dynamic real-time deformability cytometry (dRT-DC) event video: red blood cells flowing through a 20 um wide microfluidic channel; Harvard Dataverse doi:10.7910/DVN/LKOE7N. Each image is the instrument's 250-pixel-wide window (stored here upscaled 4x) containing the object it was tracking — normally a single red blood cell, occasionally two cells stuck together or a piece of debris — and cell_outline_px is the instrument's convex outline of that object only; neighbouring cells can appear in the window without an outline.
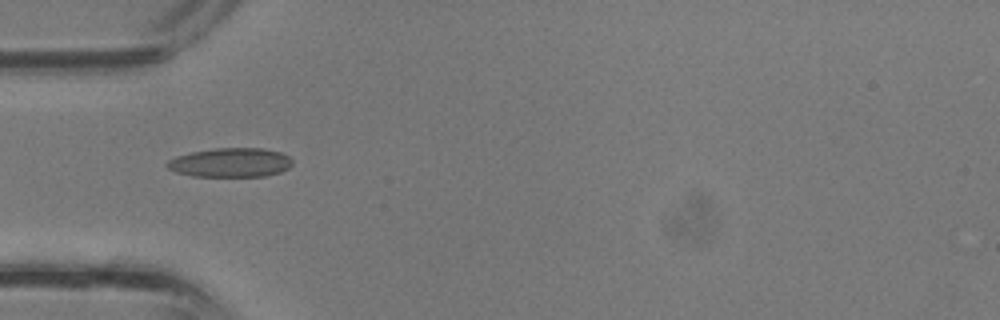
{"species": "common noctule bat (a hibernating species)", "species_latin": "Nyctalus noctula", "temperature_condition": "room temperature", "stored_images_in_passage": 26, "camera_frame_rate_fps": 3000, "um_per_image_px": 0.085, "animal": {"sex": "male", "body_mass_g": 13.3}, "frame": {"image": 1, "passage_image": 1, "time_ms": 0.0, "image_size_px": [1000, 320], "cell_outline_px": [[292, 164], [288, 168], [280, 172], [264, 176], [192, 176], [176, 172], [168, 168], [164, 164], [168, 160], [176, 156], [192, 152], [216, 148], [264, 148], [280, 152], [288, 156], [292, 160]], "centroid_in_image_um": [19.58, 13.81], "position_along_channel_um": 65.4, "area_um2": 21.27}}
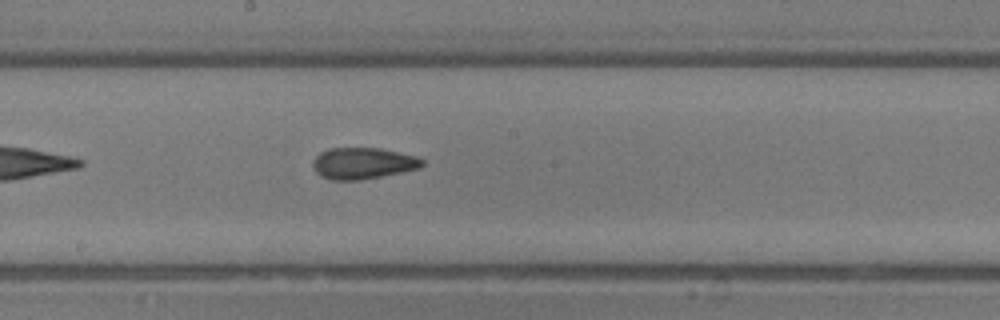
{"frame": {"image": 2, "passage_image": 9, "time_ms": 2.667, "image_size_px": [1000, 320], "cell_outline_px": [[424, 164], [420, 168], [360, 180], [332, 180], [316, 172], [312, 164], [312, 160], [320, 152], [328, 148], [380, 148], [416, 156], [424, 160]], "centroid_in_image_um": [30.84, 13.87], "position_along_channel_um": 217.4, "area_um2": 19.88}}
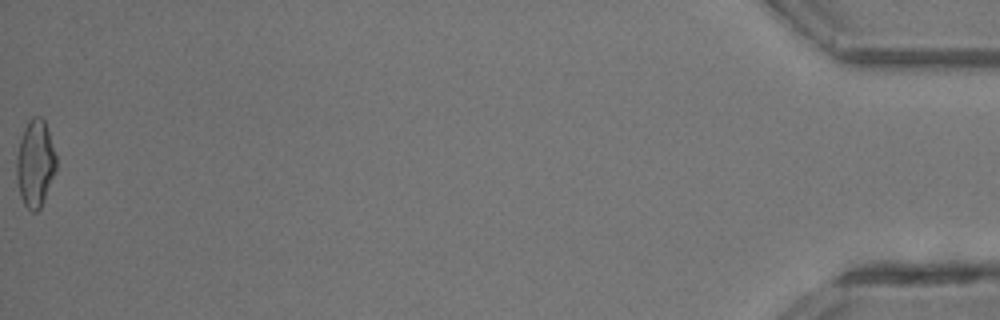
{"frame": {"image": 3, "passage_image": 26, "time_ms": 8.333, "image_size_px": [1000, 320], "cell_outline_px": [[56, 172], [40, 208], [36, 212], [32, 212], [24, 204], [20, 196], [16, 180], [16, 156], [20, 140], [24, 128], [28, 120], [32, 116], [40, 116], [44, 120], [56, 156]], "centroid_in_image_um": [2.98, 13.9], "position_along_channel_um": 432.2, "area_um2": 20.17}}